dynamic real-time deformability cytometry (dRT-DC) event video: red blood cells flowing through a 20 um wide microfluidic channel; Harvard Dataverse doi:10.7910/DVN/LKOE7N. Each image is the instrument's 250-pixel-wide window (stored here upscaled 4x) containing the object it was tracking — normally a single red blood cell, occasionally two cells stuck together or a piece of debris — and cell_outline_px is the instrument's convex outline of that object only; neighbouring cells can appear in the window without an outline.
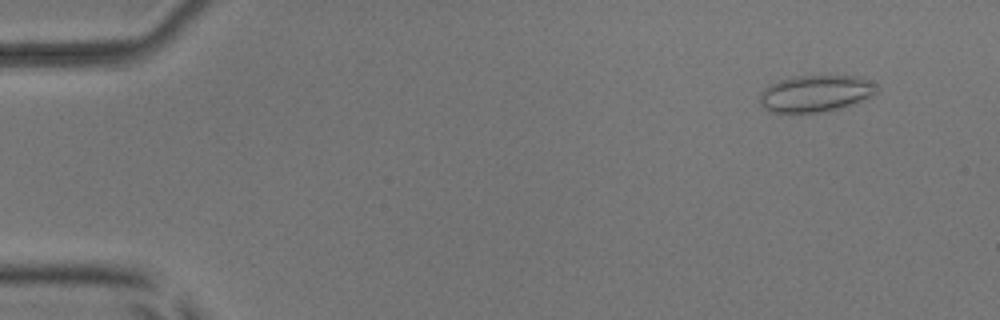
{"species": "common noctule bat (a hibernating species)", "species_latin": "Nyctalus noctula", "temperature_condition": "room temperature", "stored_images_in_passage": 53, "camera_frame_rate_fps": 3000, "um_per_image_px": 0.085, "animal": {"sex": "male", "body_mass_g": 17.9, "forearm_length_mm": 54.2}, "frame": {"image": 1, "passage_image": 5, "time_ms": 1.333, "image_size_px": [1000, 320], "cell_outline_px": [[876, 92], [872, 96], [852, 104], [840, 108], [824, 112], [788, 116], [768, 112], [760, 104], [760, 92], [768, 84], [780, 80], [796, 76], [860, 76], [872, 84]], "centroid_in_image_um": [69.19, 8.01], "position_along_channel_um": 15.8, "area_um2": 25.61}}
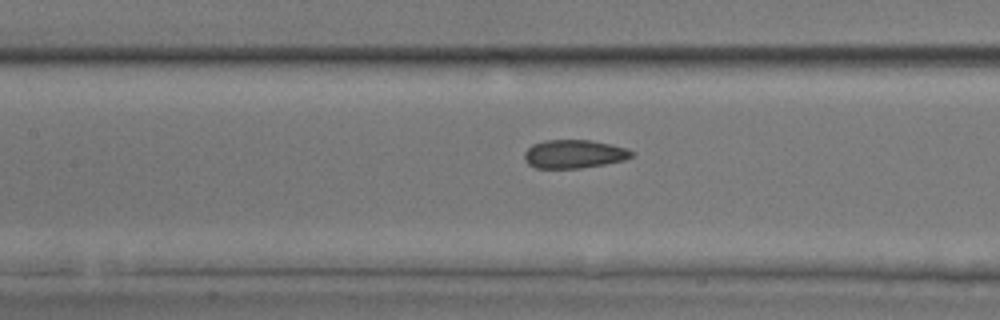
{"frame": {"image": 2, "passage_image": 25, "time_ms": 8.0, "image_size_px": [1000, 320], "cell_outline_px": [[636, 152], [632, 156], [624, 160], [604, 164], [580, 168], [536, 168], [528, 164], [524, 160], [524, 152], [532, 144], [544, 140], [592, 140], [628, 148]], "centroid_in_image_um": [48.8, 13.08], "position_along_channel_um": 158.6, "area_um2": 17.92}}
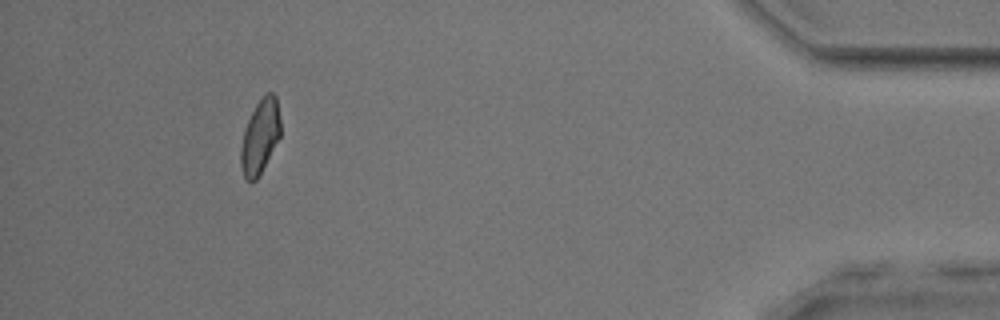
{"frame": {"image": 3, "passage_image": 49, "time_ms": 16.0, "image_size_px": [1000, 320], "cell_outline_px": [[280, 136], [256, 180], [248, 180], [244, 176], [240, 164], [240, 148], [244, 128], [256, 104], [268, 92], [272, 92], [276, 96], [280, 120]], "centroid_in_image_um": [22.09, 11.59], "position_along_channel_um": 413.1, "area_um2": 16.82}, "authors_computed_cell_mechanics": {"area_um2": 18.1492, "velocity_mm_per_s": 3.9324, "shape_relaxation_time_tau1_ms": 10.053, "shape_relaxation_time_tau2_ms": 1.3004, "deformation_change_tau1": 0.1315, "deformation_change_tau2": 0.0692}}